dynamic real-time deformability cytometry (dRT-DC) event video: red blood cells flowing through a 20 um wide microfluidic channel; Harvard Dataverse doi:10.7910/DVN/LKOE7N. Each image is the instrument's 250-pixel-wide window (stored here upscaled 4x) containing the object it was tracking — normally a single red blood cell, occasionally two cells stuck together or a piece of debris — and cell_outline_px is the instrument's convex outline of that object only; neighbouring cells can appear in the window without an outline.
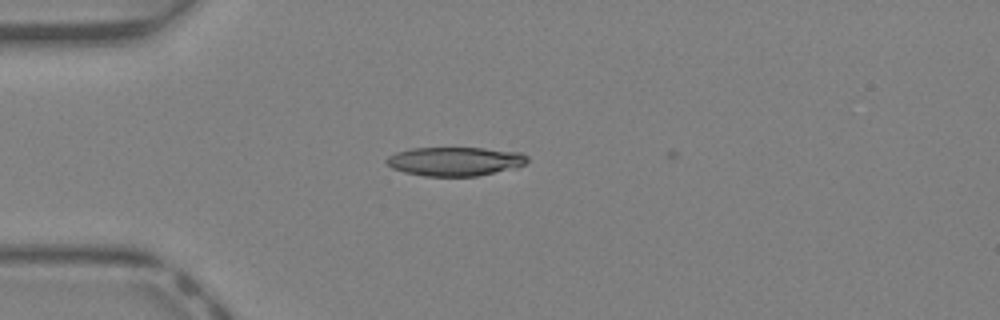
{"species": "Egyptian fruit bat (a non-hibernating species)", "species_latin": "Rousettus aegyptiacus", "temperature_condition": "warm", "stored_images_in_passage": 3, "camera_frame_rate_fps": 3000, "um_per_image_px": 0.085, "animal": {"sex": "female"}, "frame": {"image": 1, "passage_image": 2, "time_ms": 0.333, "image_size_px": [1000, 320], "cell_outline_px": [[528, 160], [524, 164], [516, 168], [476, 176], [424, 176], [404, 172], [392, 168], [384, 160], [388, 156], [396, 152], [412, 148], [484, 148], [520, 152], [528, 156]], "centroid_in_image_um": [38.67, 13.71], "position_along_channel_um": 46.3, "area_um2": 23.76}}